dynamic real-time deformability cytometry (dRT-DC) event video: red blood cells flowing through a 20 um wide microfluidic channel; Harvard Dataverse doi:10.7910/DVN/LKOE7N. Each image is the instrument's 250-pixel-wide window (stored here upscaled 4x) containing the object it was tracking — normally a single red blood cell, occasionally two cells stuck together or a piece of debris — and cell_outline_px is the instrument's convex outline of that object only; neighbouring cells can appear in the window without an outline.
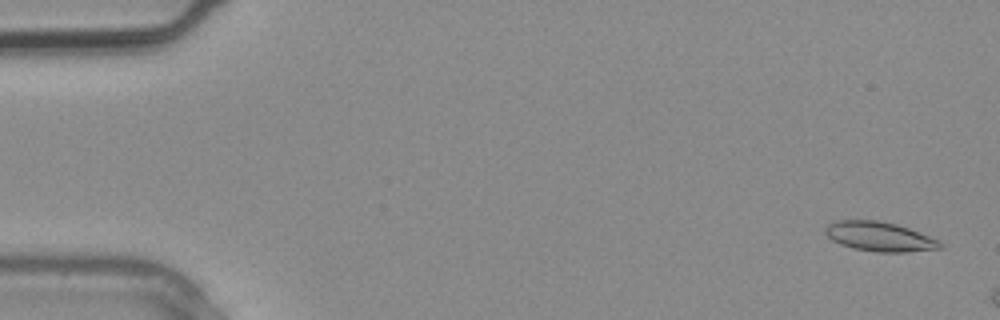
{"species": "common noctule bat (a hibernating species)", "species_latin": "Nyctalus noctula", "temperature_condition": "warm", "stored_images_in_passage": 4, "camera_frame_rate_fps": 3000, "um_per_image_px": 0.085, "animal": {"sex": "male", "body_mass_g": 20.4}, "frame": {"image": 1, "passage_image": 4, "time_ms": 1.0, "image_size_px": [1000, 320], "cell_outline_px": [[944, 248], [908, 252], [876, 252], [852, 248], [840, 244], [832, 240], [824, 232], [824, 228], [828, 224], [836, 220], [876, 220], [896, 224], [908, 228], [940, 240], [944, 244]], "centroid_in_image_um": [74.78, 20.11], "position_along_channel_um": 10.2, "area_um2": 19.88}}